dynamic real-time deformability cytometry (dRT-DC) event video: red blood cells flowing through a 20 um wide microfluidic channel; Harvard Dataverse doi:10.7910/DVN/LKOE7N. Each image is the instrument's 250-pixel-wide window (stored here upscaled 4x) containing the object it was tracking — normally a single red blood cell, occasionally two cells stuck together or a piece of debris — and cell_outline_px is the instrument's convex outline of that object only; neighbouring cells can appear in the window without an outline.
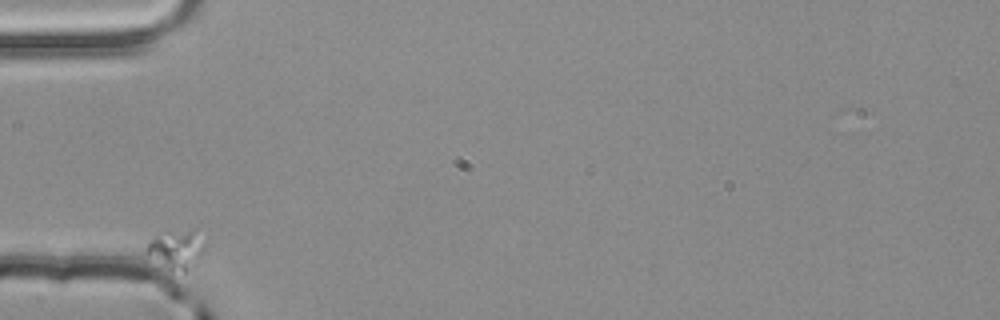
{"species": "common noctule bat (a hibernating species)", "species_latin": "Nyctalus noctula", "temperature_condition": "room temperature", "stored_images_in_passage": 36, "camera_frame_rate_fps": 3000, "um_per_image_px": 0.085, "animal": {"sex": "male", "body_mass_g": 20.4}, "frame": {"image": 1, "passage_image": 1, "time_ms": 0.0, "image_size_px": [1000, 320], "cell_outline_px": [[208, 236], [204, 252], [184, 272], [168, 280], [164, 276], [148, 252], [148, 244], [156, 236], [168, 232], [192, 228], [196, 228]], "centroid_in_image_um": [15.06, 21.3], "position_along_channel_um": 69.9, "area_um2": 14.62}}